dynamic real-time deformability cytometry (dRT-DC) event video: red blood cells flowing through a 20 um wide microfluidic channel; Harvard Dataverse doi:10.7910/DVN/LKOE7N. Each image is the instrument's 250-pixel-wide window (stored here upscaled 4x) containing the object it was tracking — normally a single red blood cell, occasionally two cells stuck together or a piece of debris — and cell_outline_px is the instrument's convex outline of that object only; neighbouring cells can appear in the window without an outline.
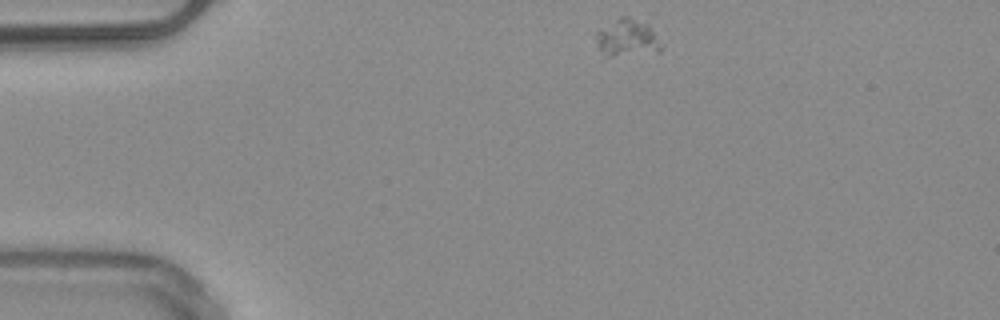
{"species": "common noctule bat (a hibernating species)", "species_latin": "Nyctalus noctula", "temperature_condition": "warm", "stored_images_in_passage": 43, "camera_frame_rate_fps": 3000, "um_per_image_px": 0.085, "animal": {"sex": "male", "body_mass_g": 20.4}, "frame": {"image": 1, "passage_image": 1, "time_ms": 0.0, "image_size_px": [1000, 320], "cell_outline_px": [[664, 48], [660, 52], [612, 56], [608, 56], [596, 44], [596, 32], [600, 28], [620, 16], [628, 16], [648, 24]], "centroid_in_image_um": [53.33, 3.21], "position_along_channel_um": 31.7, "area_um2": 14.1}}
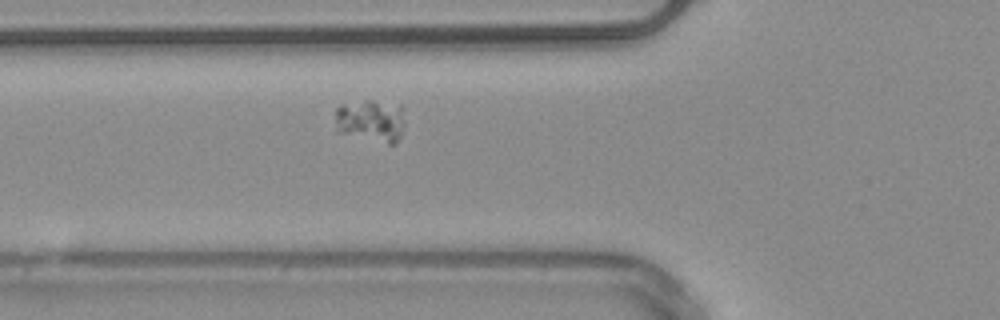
{"frame": {"image": 2, "passage_image": 10, "time_ms": 3.0, "image_size_px": [1000, 320], "cell_outline_px": [[404, 124], [400, 136], [392, 144], [388, 144], [336, 132], [336, 108], [340, 104], [364, 100], [372, 100], [404, 104]], "centroid_in_image_um": [31.55, 10.22], "position_along_channel_um": 94.3, "area_um2": 17.74}}
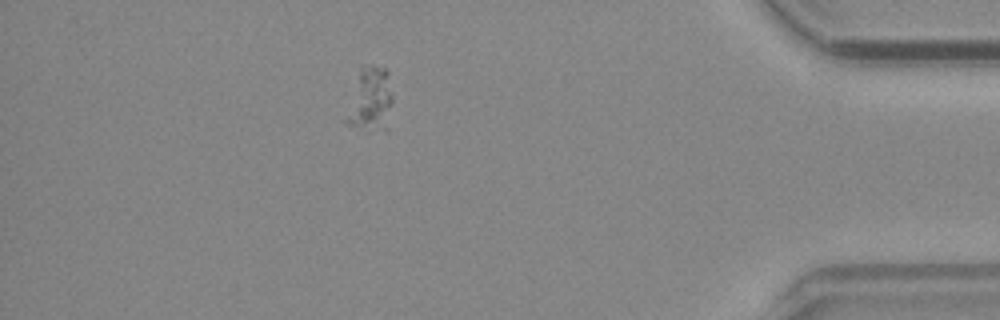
{"frame": {"image": 3, "passage_image": 37, "time_ms": 12.0, "image_size_px": [1000, 320], "cell_outline_px": [[392, 100], [376, 120], [356, 124], [348, 124], [344, 120], [360, 72], [372, 64], [384, 68], [388, 72], [392, 92]], "centroid_in_image_um": [31.42, 8.14], "position_along_channel_um": 403.8, "area_um2": 13.93}}